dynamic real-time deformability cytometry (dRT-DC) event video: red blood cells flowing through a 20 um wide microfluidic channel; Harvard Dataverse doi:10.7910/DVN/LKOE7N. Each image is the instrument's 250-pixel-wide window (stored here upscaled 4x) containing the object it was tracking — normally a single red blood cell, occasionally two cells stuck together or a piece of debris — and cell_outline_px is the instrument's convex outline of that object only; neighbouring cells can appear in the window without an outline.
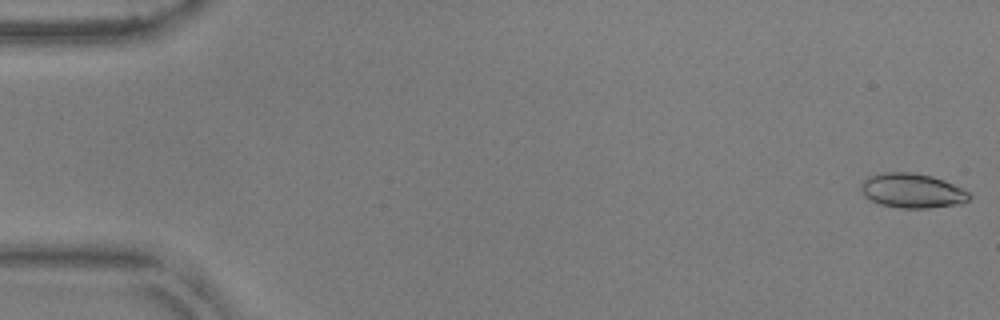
{"species": "common noctule bat (a hibernating species)", "species_latin": "Nyctalus noctula", "temperature_condition": "warm", "stored_images_in_passage": 51, "camera_frame_rate_fps": 3000, "um_per_image_px": 0.085, "animal": {"sex": "male", "body_mass_g": 17.9, "forearm_length_mm": 54.2}, "frame": {"image": 1, "passage_image": 1, "time_ms": 0.0, "image_size_px": [1000, 320], "cell_outline_px": [[972, 196], [968, 200], [960, 204], [928, 208], [900, 208], [880, 204], [864, 196], [860, 188], [860, 184], [868, 176], [880, 172], [912, 172], [932, 176], [944, 180], [972, 192]], "centroid_in_image_um": [77.55, 16.2], "position_along_channel_um": 7.4, "area_um2": 22.08}}
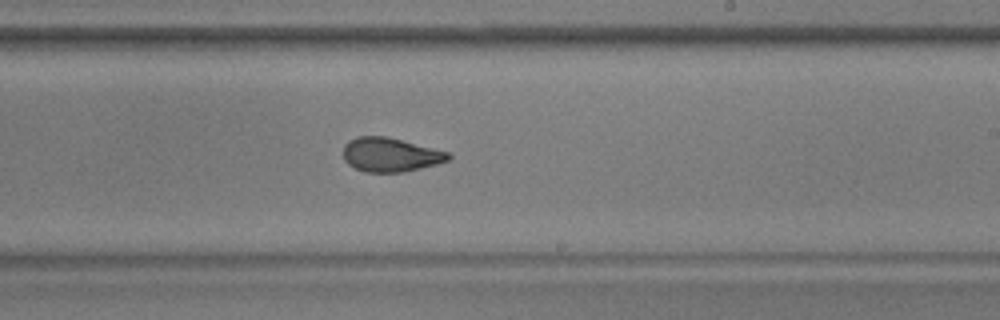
{"frame": {"image": 2, "passage_image": 32, "time_ms": 10.333, "image_size_px": [1000, 320], "cell_outline_px": [[452, 156], [448, 160], [436, 164], [404, 172], [364, 172], [348, 164], [344, 160], [344, 144], [348, 140], [356, 136], [384, 136], [448, 152]], "centroid_in_image_um": [33.14, 13.15], "position_along_channel_um": 255.9, "area_um2": 20.63}}
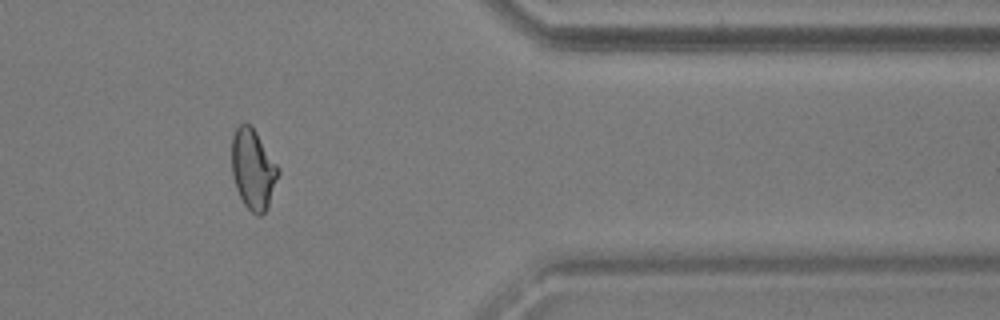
{"frame": {"image": 3, "passage_image": 44, "time_ms": 14.333, "image_size_px": [1000, 320], "cell_outline_px": [[280, 172], [268, 208], [260, 216], [252, 212], [244, 204], [236, 188], [232, 172], [232, 136], [236, 128], [240, 124], [248, 124], [256, 132], [280, 168]], "centroid_in_image_um": [21.53, 14.4], "position_along_channel_um": 389.9, "area_um2": 21.62}, "authors_computed_cell_mechanics": {"area_um2": 21.5594, "velocity_mm_per_s": 3.8236, "shape_relaxation_time_tau1_ms": 9.4976, "shape_relaxation_time_tau2_ms": 1.0576, "deformation_change_tau1": 0.2319, "deformation_change_tau2": 0.062}}